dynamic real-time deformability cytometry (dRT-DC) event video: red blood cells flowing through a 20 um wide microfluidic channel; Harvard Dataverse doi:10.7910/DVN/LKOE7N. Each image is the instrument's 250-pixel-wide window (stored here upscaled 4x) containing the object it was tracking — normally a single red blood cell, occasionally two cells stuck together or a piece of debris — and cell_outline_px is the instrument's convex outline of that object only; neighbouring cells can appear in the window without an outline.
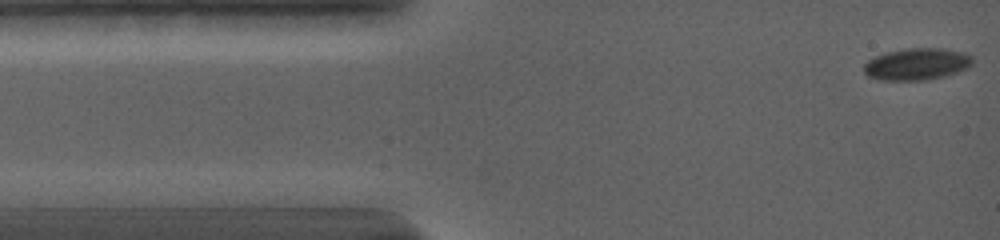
{"species": "common noctule bat (a hibernating species)", "species_latin": "Nyctalus noctula", "temperature_condition": "warm", "stored_images_in_passage": 5, "camera_frame_rate_fps": 5000, "um_per_image_px": 0.085, "animal": {"sex": "female", "body_mass_g": 19.0, "forearm_length_mm": 56.7}, "frame": {"image": 1, "passage_image": 1, "time_ms": 0.0, "image_size_px": [1000, 240], "cell_outline_px": [[972, 64], [968, 68], [944, 76], [924, 80], [880, 80], [868, 76], [864, 72], [864, 64], [868, 60], [876, 56], [888, 52], [908, 48], [940, 48], [968, 52], [972, 56]], "centroid_in_image_um": [77.96, 5.44], "position_along_channel_um": 7.0, "area_um2": 20.17}}